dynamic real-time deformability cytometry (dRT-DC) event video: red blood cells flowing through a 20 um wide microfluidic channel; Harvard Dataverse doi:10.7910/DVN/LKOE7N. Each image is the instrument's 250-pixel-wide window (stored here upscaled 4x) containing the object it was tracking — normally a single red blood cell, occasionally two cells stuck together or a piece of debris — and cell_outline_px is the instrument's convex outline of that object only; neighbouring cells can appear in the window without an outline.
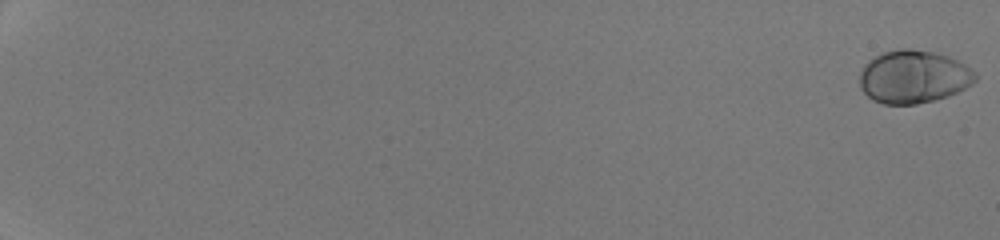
{"species": "human", "species_latin": "Homo sapiens", "temperature_condition": "room temperature", "stored_images_in_passage": 53, "camera_frame_rate_fps": 3000, "um_per_image_px": 0.085, "donor": {"sex": "male"}, "frame": {"image": 1, "passage_image": 1, "time_ms": 0.0, "image_size_px": [1000, 240], "cell_outline_px": [[976, 80], [972, 84], [948, 96], [916, 104], [884, 104], [872, 100], [860, 88], [860, 72], [864, 64], [868, 60], [884, 52], [900, 48], [912, 48], [932, 52], [948, 56], [964, 64], [976, 72]], "centroid_in_image_um": [77.63, 6.52], "position_along_channel_um": 7.4, "area_um2": 35.66}}
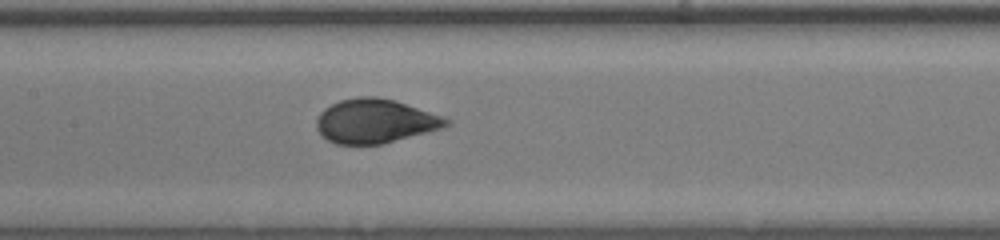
{"frame": {"image": 2, "passage_image": 31, "time_ms": 10.0, "image_size_px": [1000, 240], "cell_outline_px": [[452, 124], [444, 128], [380, 144], [336, 144], [328, 140], [316, 128], [316, 120], [320, 112], [324, 108], [340, 100], [360, 96], [376, 96], [396, 100], [444, 116], [452, 120]], "centroid_in_image_um": [31.93, 10.28], "position_along_channel_um": 175.5, "area_um2": 33.52}}
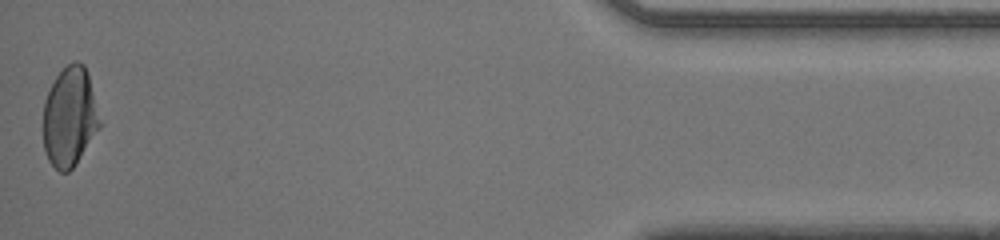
{"frame": {"image": 3, "passage_image": 53, "time_ms": 17.333, "image_size_px": [1000, 240], "cell_outline_px": [[100, 128], [76, 164], [68, 172], [60, 172], [48, 160], [44, 148], [44, 100], [56, 76], [68, 64], [76, 60], [84, 64], [88, 76], [100, 120]], "centroid_in_image_um": [5.92, 9.96], "position_along_channel_um": 429.3, "area_um2": 32.43}, "authors_computed_cell_mechanics": {"area_um2": 33.813, "velocity_mm_per_s": 4.3083, "shape_relaxation_time_tau1_ms": 2.7182, "shape_relaxation_time_tau2_ms": null, "deformation_change_tau1": 0.148, "deformation_change_tau2": null}}